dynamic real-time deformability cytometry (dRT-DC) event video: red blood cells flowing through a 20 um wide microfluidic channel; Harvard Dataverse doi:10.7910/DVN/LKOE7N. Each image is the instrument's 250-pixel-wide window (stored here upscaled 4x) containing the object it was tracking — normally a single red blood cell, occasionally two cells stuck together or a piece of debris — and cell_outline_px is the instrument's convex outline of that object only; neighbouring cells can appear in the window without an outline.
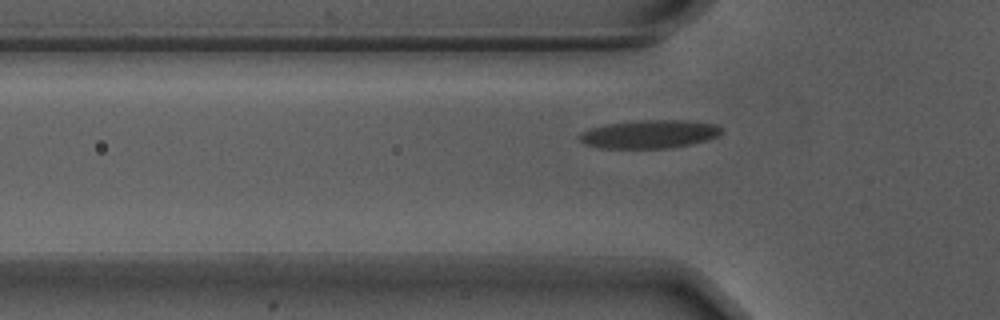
{"species": "Egyptian fruit bat (a non-hibernating species)", "species_latin": "Rousettus aegyptiacus", "temperature_condition": "warm", "stored_images_in_passage": 41, "camera_frame_rate_fps": 3000, "um_per_image_px": 0.085, "animal": {"sex": "male"}, "frame": {"image": 1, "passage_image": 5, "time_ms": 1.333, "image_size_px": [1000, 320], "cell_outline_px": [[724, 132], [708, 140], [668, 148], [600, 148], [588, 144], [580, 140], [576, 136], [580, 132], [592, 128], [608, 124], [644, 120], [692, 120], [716, 124]], "centroid_in_image_um": [55.22, 11.39], "position_along_channel_um": 70.6, "area_um2": 23.29}}
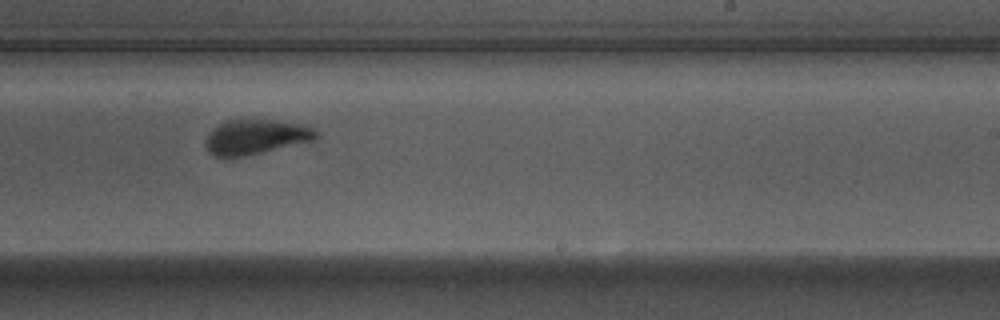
{"frame": {"image": 2, "passage_image": 21, "time_ms": 6.667, "image_size_px": [1000, 320], "cell_outline_px": [[320, 136], [316, 140], [244, 156], [220, 160], [208, 152], [204, 144], [204, 140], [208, 132], [216, 124], [224, 120], [272, 120], [308, 124], [320, 132]], "centroid_in_image_um": [21.72, 11.65], "position_along_channel_um": 267.3, "area_um2": 23.35}}
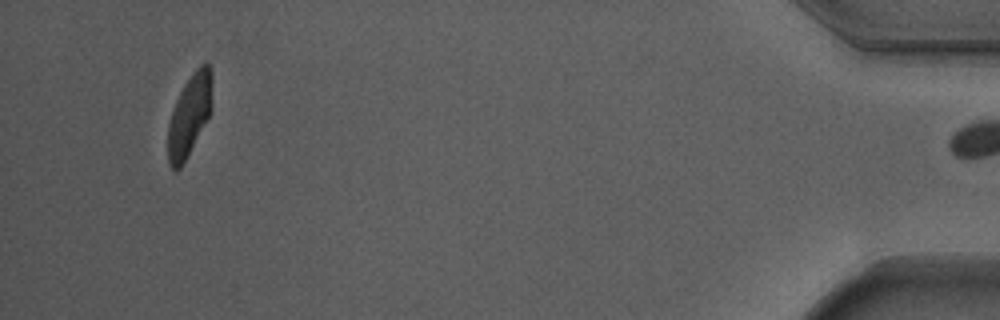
{"frame": {"image": 3, "passage_image": 40, "time_ms": 13.0, "image_size_px": [1000, 320], "cell_outline_px": [[212, 108], [208, 116], [180, 168], [176, 172], [168, 164], [168, 124], [176, 100], [180, 92], [196, 68], [200, 64], [208, 64], [212, 68]], "centroid_in_image_um": [16.11, 9.76], "position_along_channel_um": 419.1, "area_um2": 20.58}, "authors_computed_cell_mechanics": {"area_um2": 22.831, "velocity_mm_per_s": 3.6869, "shape_relaxation_time_tau1_ms": 3.4591, "shape_relaxation_time_tau2_ms": 1.0256, "deformation_change_tau1": 0.1655, "deformation_change_tau2": 0.0777}}